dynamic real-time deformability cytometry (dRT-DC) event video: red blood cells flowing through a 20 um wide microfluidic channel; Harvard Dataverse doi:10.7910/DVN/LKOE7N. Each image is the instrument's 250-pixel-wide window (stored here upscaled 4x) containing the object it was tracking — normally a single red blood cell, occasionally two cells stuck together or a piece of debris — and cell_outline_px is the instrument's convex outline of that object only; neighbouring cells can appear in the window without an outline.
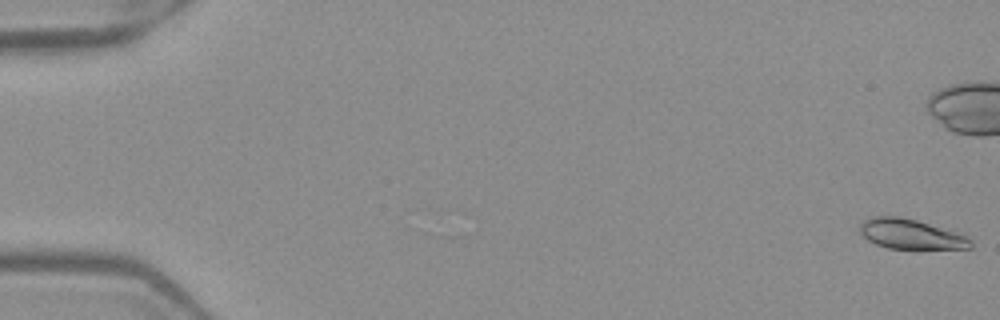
{"species": "Egyptian fruit bat (a non-hibernating species)", "species_latin": "Rousettus aegyptiacus", "temperature_condition": "warm", "stored_images_in_passage": 16, "camera_frame_rate_fps": 3000, "um_per_image_px": 0.085, "frame": {"image": 1, "passage_image": 1, "time_ms": 0.0, "image_size_px": [1000, 320], "cell_outline_px": [[972, 248], [916, 252], [888, 248], [876, 244], [868, 240], [860, 232], [860, 224], [864, 220], [872, 216], [900, 216], [964, 232], [972, 240]], "centroid_in_image_um": [77.55, 19.96], "position_along_channel_um": 7.4, "area_um2": 20.75}}